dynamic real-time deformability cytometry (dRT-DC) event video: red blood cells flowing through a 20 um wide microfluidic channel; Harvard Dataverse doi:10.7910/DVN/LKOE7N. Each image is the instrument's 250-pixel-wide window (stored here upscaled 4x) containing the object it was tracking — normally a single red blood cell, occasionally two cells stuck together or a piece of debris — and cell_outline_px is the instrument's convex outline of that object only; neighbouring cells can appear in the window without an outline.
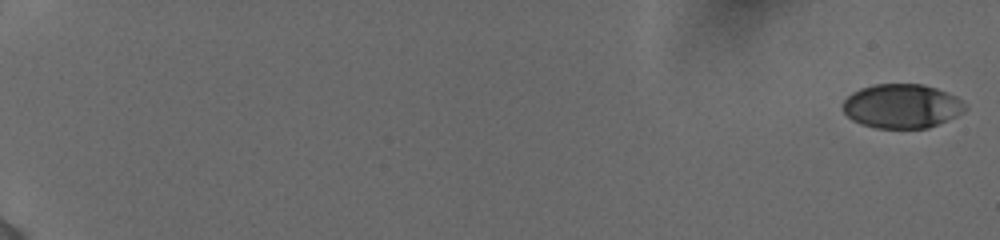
{"species": "human", "species_latin": "Homo sapiens", "temperature_condition": "cold", "stored_images_in_passage": 56, "camera_frame_rate_fps": 3000, "um_per_image_px": 0.085, "donor": {"sex": "female"}, "frame": {"image": 1, "passage_image": 1, "time_ms": 0.0, "image_size_px": [1000, 240], "cell_outline_px": [[968, 108], [956, 116], [928, 128], [876, 128], [852, 120], [844, 112], [840, 104], [852, 92], [860, 88], [872, 84], [920, 84], [936, 88], [956, 96]], "centroid_in_image_um": [76.62, 9.01], "position_along_channel_um": 8.4, "area_um2": 31.44}}
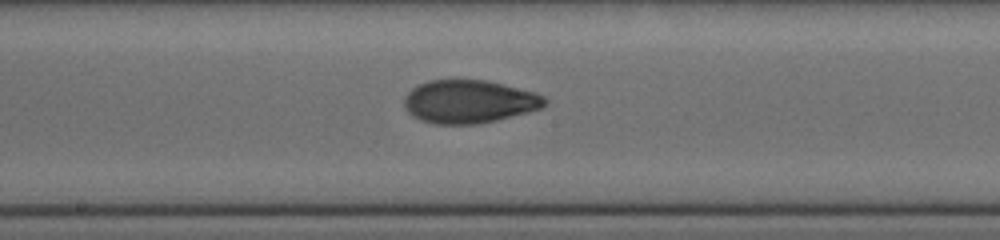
{"frame": {"image": 2, "passage_image": 34, "time_ms": 11.0, "image_size_px": [1000, 240], "cell_outline_px": [[548, 104], [540, 108], [528, 112], [496, 120], [476, 124], [432, 124], [420, 120], [412, 116], [404, 108], [404, 96], [412, 88], [428, 80], [484, 80], [504, 84], [536, 92], [544, 96], [548, 100]], "centroid_in_image_um": [39.87, 8.64], "position_along_channel_um": 208.3, "area_um2": 35.55}}
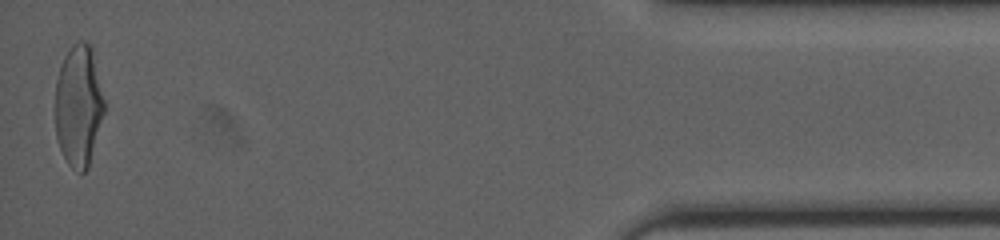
{"frame": {"image": 3, "passage_image": 56, "time_ms": 18.333, "image_size_px": [1000, 240], "cell_outline_px": [[104, 112], [88, 168], [84, 172], [80, 172], [72, 168], [68, 164], [60, 148], [56, 136], [56, 80], [64, 56], [72, 44], [80, 40], [84, 40], [92, 44], [104, 100]], "centroid_in_image_um": [6.69, 8.94], "position_along_channel_um": 428.5, "area_um2": 34.74}, "authors_computed_cell_mechanics": {"area_um2": 33.8997, "velocity_mm_per_s": 3.9011, "shape_relaxation_time_tau1_ms": 5.9104, "shape_relaxation_time_tau2_ms": 1.5397, "deformation_change_tau1": 0.2037, "deformation_change_tau2": 0.0649}}